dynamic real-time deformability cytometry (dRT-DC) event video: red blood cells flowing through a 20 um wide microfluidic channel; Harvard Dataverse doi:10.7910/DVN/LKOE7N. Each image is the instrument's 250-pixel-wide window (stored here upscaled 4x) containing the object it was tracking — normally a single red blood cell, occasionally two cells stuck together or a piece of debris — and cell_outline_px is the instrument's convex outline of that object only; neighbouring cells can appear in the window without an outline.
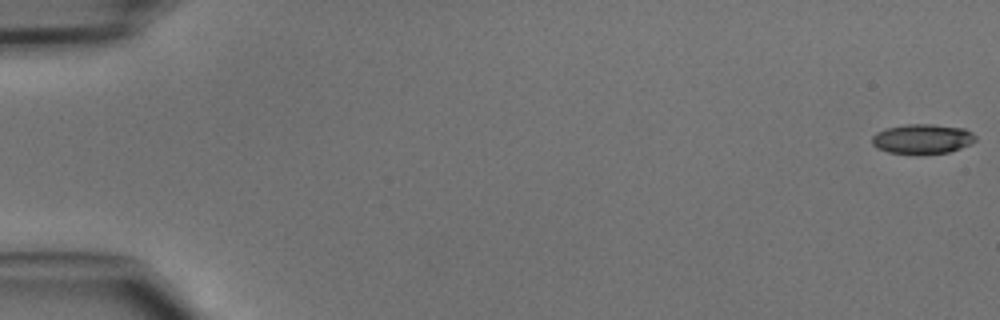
{"species": "common noctule bat (a hibernating species)", "species_latin": "Nyctalus noctula", "temperature_condition": "cold", "stored_images_in_passage": 7, "camera_frame_rate_fps": 3000, "um_per_image_px": 0.085, "animal": {"sex": "male", "body_mass_g": 15.6}, "frame": {"image": 1, "passage_image": 1, "time_ms": 0.0, "image_size_px": [1000, 320], "cell_outline_px": [[976, 140], [960, 148], [948, 152], [888, 152], [876, 148], [872, 144], [872, 136], [876, 132], [884, 128], [904, 124], [932, 124], [964, 128], [972, 132], [976, 136]], "centroid_in_image_um": [78.37, 11.76], "position_along_channel_um": 6.6, "area_um2": 17.57}}